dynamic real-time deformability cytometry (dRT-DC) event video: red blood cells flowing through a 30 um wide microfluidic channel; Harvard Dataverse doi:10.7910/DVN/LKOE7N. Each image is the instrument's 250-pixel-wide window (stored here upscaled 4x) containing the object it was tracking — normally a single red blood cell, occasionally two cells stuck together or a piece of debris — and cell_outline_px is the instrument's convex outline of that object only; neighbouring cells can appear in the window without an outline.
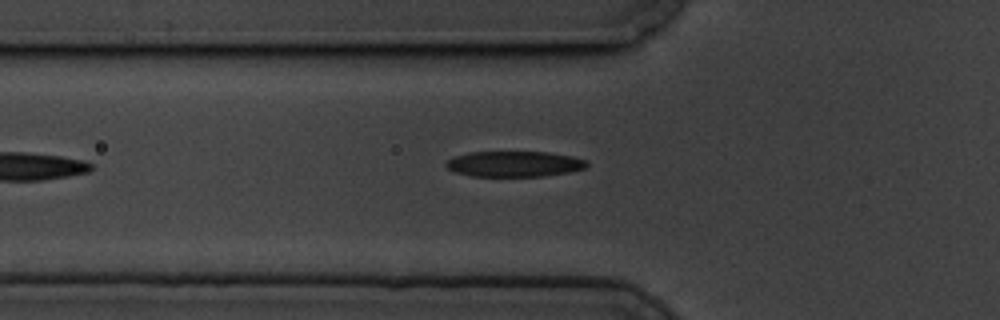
{"species": "common noctule bat (a hibernating species)", "species_latin": "Nyctalus noctula", "temperature_condition": "cold", "stored_images_in_passage": 10, "camera_frame_rate_fps": 3000, "um_per_image_px": 0.085, "animal": {"sex": "male", "body_mass_g": 19.5, "forearm_length_mm": 54.6}, "frame": {"image": 1, "passage_image": 6, "time_ms": 1.667, "image_size_px": [1000, 320], "cell_outline_px": [[588, 164], [584, 168], [568, 172], [544, 176], [472, 176], [456, 172], [448, 168], [444, 164], [452, 156], [468, 152], [548, 152], [572, 156], [588, 160]], "centroid_in_image_um": [43.7, 13.93], "position_along_channel_um": 82.1, "area_um2": 21.04}}
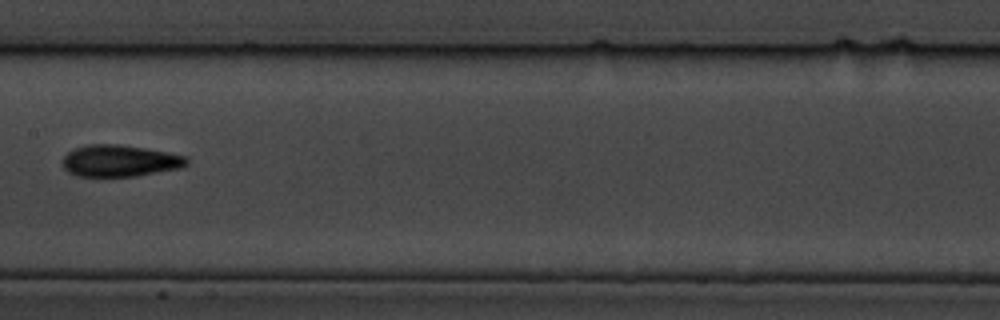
{"frame": {"image": 2, "passage_image": 9, "time_ms": 2.667, "image_size_px": [1000, 320], "cell_outline_px": [[188, 164], [184, 168], [136, 176], [76, 176], [68, 172], [64, 168], [60, 160], [72, 148], [88, 144], [120, 144], [144, 148], [188, 156]], "centroid_in_image_um": [10.18, 13.67], "position_along_channel_um": 197.2, "area_um2": 23.29}}
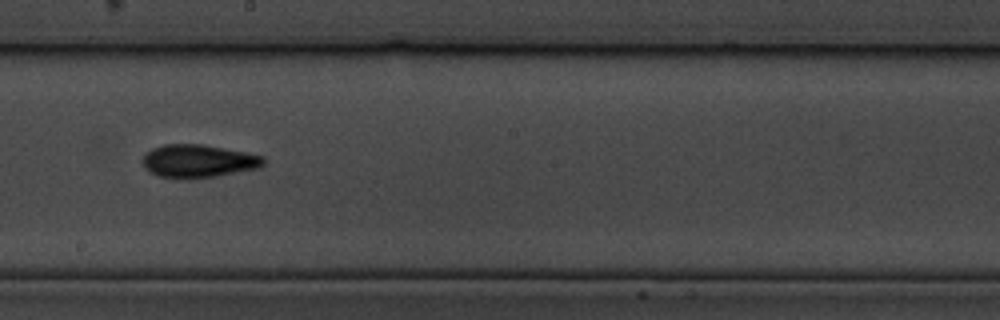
{"frame": {"image": 3, "passage_image": 10, "time_ms": 3.0, "image_size_px": [1000, 320], "cell_outline_px": [[264, 164], [260, 168], [216, 176], [192, 180], [188, 180], [156, 176], [144, 168], [140, 160], [152, 148], [164, 144], [204, 144], [264, 156]], "centroid_in_image_um": [16.82, 13.71], "position_along_channel_um": 231.4, "area_um2": 23.7}}